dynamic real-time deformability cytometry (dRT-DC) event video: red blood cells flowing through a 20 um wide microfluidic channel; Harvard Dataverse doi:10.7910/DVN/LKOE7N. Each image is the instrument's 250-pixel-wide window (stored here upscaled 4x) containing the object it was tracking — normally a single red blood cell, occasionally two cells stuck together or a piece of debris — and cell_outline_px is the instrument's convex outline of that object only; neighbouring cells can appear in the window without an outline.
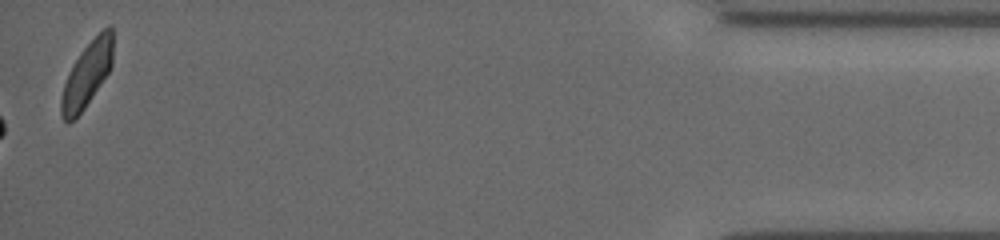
{"species": "common noctule bat (a hibernating species)", "species_latin": "Nyctalus noctula", "temperature_condition": "cold", "stored_images_in_passage": 56, "camera_frame_rate_fps": 3000, "um_per_image_px": 0.085, "animal": {"sex": "female", "body_mass_g": 19.5, "forearm_length_mm": 54.1}, "frame": {"image": 1, "passage_image": 56, "time_ms": 18.333, "image_size_px": [1000, 240], "cell_outline_px": [[112, 64], [108, 72], [84, 108], [68, 124], [64, 120], [60, 112], [60, 100], [64, 84], [72, 64], [80, 52], [108, 24], [112, 24]], "centroid_in_image_um": [7.37, 6.32], "position_along_channel_um": 427.8, "area_um2": 19.19}, "authors_computed_cell_mechanics": {"area_um2": 18.1781, "velocity_mm_per_s": 3.955, "shape_relaxation_time_tau1_ms": 3.1977, "shape_relaxation_time_tau2_ms": null, "deformation_change_tau1": 0.1369, "deformation_change_tau2": null}}